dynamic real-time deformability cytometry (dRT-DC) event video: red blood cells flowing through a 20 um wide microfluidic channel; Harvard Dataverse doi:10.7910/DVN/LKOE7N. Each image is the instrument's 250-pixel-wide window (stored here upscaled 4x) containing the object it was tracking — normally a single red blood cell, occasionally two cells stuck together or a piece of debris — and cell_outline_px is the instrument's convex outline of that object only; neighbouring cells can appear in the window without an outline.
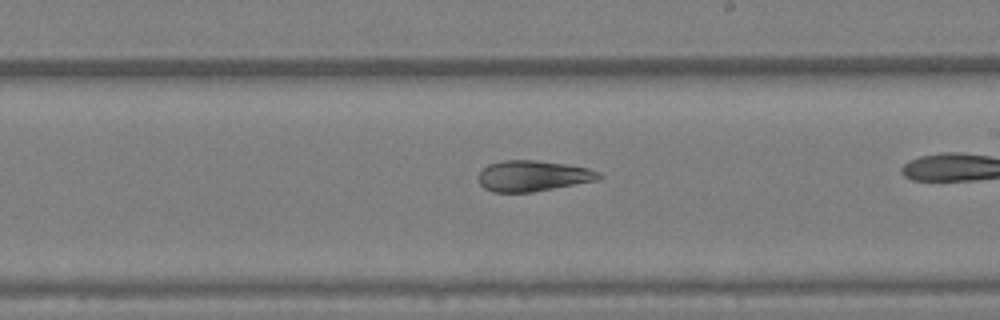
{"species": "Egyptian fruit bat (a non-hibernating species)", "species_latin": "Rousettus aegyptiacus", "temperature_condition": "warm", "stored_images_in_passage": 20, "camera_frame_rate_fps": 3000, "um_per_image_px": 0.085, "animal": {"sex": "female"}, "frame": {"image": 1, "passage_image": 12, "time_ms": 3.667, "image_size_px": [1000, 320], "cell_outline_px": [[604, 176], [600, 180], [532, 192], [492, 192], [484, 188], [480, 184], [476, 176], [488, 164], [504, 160], [536, 160], [568, 164], [588, 168], [600, 172]], "centroid_in_image_um": [45.32, 14.95], "position_along_channel_um": 243.7, "area_um2": 21.91}}
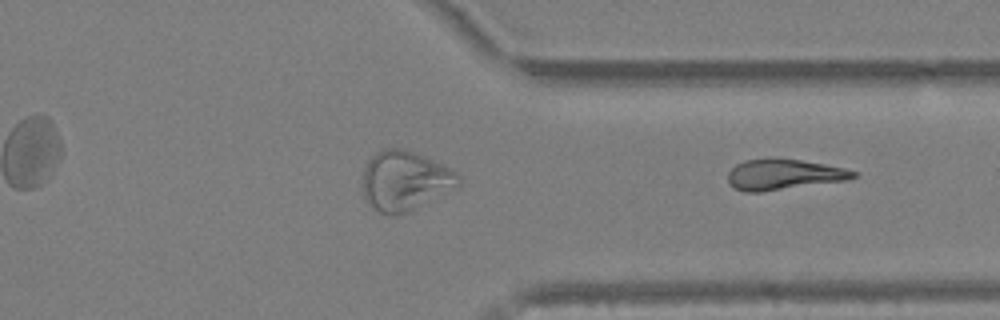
{"frame": {"image": 2, "passage_image": 20, "time_ms": 6.333, "image_size_px": [1000, 320], "cell_outline_px": [[856, 176], [848, 180], [760, 192], [744, 192], [728, 184], [728, 172], [736, 164], [744, 160], [776, 156], [824, 164], [844, 168], [856, 172]], "centroid_in_image_um": [66.57, 14.81], "position_along_channel_um": 344.8, "area_um2": 22.66}}